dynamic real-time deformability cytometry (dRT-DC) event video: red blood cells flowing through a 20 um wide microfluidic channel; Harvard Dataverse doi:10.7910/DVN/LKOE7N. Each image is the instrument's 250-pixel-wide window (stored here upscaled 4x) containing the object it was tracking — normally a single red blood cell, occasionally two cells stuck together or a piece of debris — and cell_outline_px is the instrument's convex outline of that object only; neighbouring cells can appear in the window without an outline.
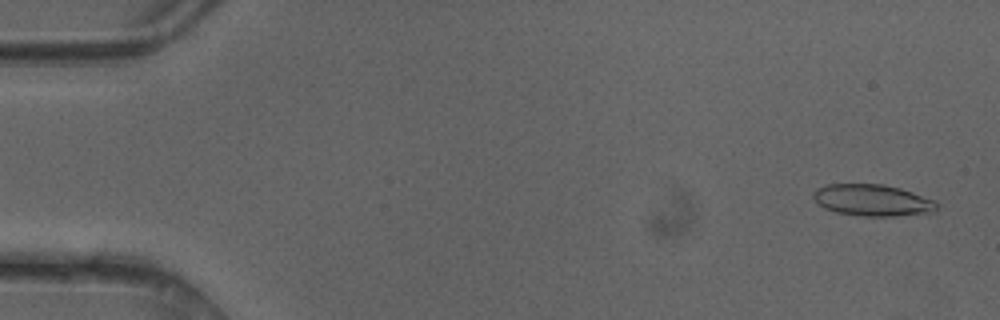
{"species": "common noctule bat (a hibernating species)", "species_latin": "Nyctalus noctula", "temperature_condition": "cold", "stored_images_in_passage": 49, "camera_frame_rate_fps": 3000, "um_per_image_px": 0.085, "animal": {"sex": "female"}, "frame": {"image": 1, "passage_image": 2, "time_ms": 0.333, "image_size_px": [1000, 320], "cell_outline_px": [[936, 208], [932, 212], [896, 216], [864, 216], [836, 212], [824, 208], [812, 196], [812, 192], [816, 188], [828, 184], [880, 184], [900, 188], [936, 200]], "centroid_in_image_um": [74.14, 17.01], "position_along_channel_um": 10.9, "area_um2": 22.6}}
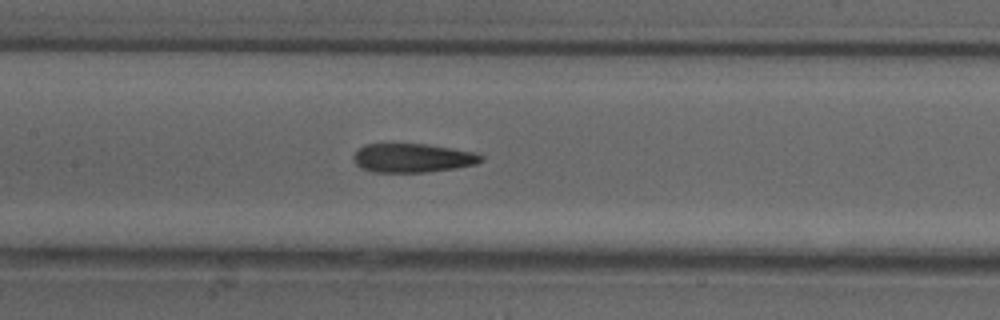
{"frame": {"image": 2, "passage_image": 23, "time_ms": 7.333, "image_size_px": [1000, 320], "cell_outline_px": [[484, 160], [476, 164], [456, 168], [428, 172], [372, 172], [360, 168], [356, 164], [352, 156], [364, 144], [428, 144], [476, 152], [484, 156]], "centroid_in_image_um": [35.1, 13.43], "position_along_channel_um": 172.3, "area_um2": 21.68}}
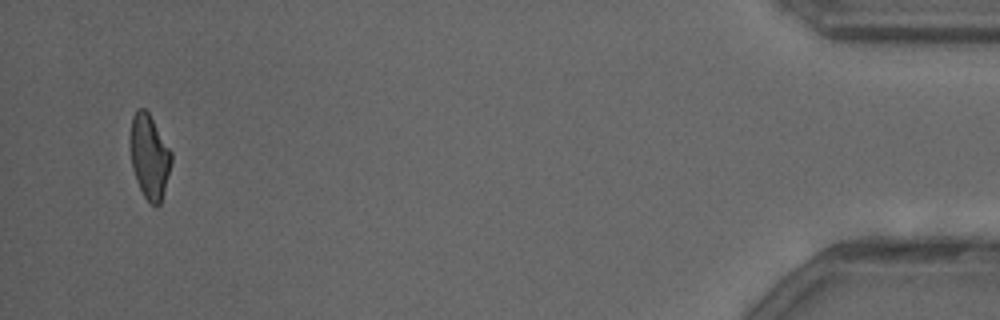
{"frame": {"image": 3, "passage_image": 47, "time_ms": 15.333, "image_size_px": [1000, 320], "cell_outline_px": [[172, 160], [160, 204], [156, 208], [144, 196], [136, 180], [132, 168], [132, 116], [140, 108], [144, 108], [148, 112], [172, 152]], "centroid_in_image_um": [12.73, 13.34], "position_along_channel_um": 422.5, "area_um2": 19.48}, "authors_computed_cell_mechanics": {"area_um2": 22.0218, "velocity_mm_per_s": 4.1926, "shape_relaxation_time_tau1_ms": null, "shape_relaxation_time_tau2_ms": 2.8716, "deformation_change_tau1": null, "deformation_change_tau2": 0.1312}}